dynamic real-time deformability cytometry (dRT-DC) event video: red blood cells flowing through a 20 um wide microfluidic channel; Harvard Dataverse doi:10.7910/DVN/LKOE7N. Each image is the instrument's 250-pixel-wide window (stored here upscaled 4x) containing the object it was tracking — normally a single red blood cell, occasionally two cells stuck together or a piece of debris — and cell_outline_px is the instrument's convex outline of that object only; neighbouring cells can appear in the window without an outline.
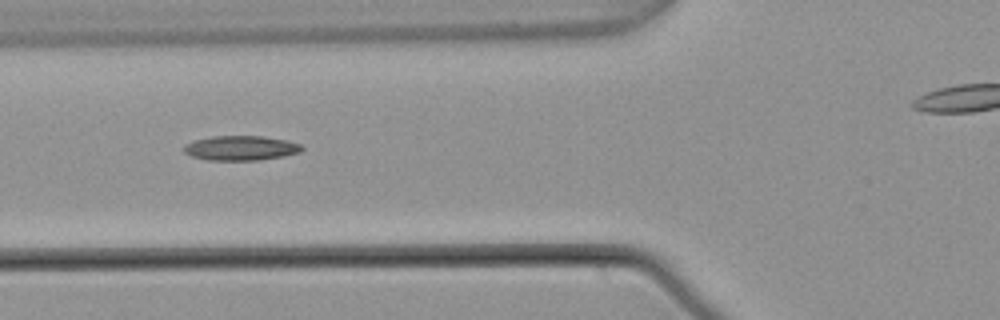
{"species": "common noctule bat (a hibernating species)", "species_latin": "Nyctalus noctula", "temperature_condition": "warm", "stored_images_in_passage": 5, "camera_frame_rate_fps": 3000, "um_per_image_px": 0.085, "animal": {"sex": "male", "body_mass_g": 21.5, "forearm_length_mm": 52.0}, "frame": {"image": 1, "passage_image": 5, "time_ms": 1.333, "image_size_px": [1000, 320], "cell_outline_px": [[304, 148], [300, 152], [284, 156], [260, 160], [208, 160], [192, 156], [184, 152], [184, 144], [196, 140], [212, 136], [260, 136], [288, 140], [300, 144]], "centroid_in_image_um": [20.49, 12.58], "position_along_channel_um": 105.3, "area_um2": 16.94}}